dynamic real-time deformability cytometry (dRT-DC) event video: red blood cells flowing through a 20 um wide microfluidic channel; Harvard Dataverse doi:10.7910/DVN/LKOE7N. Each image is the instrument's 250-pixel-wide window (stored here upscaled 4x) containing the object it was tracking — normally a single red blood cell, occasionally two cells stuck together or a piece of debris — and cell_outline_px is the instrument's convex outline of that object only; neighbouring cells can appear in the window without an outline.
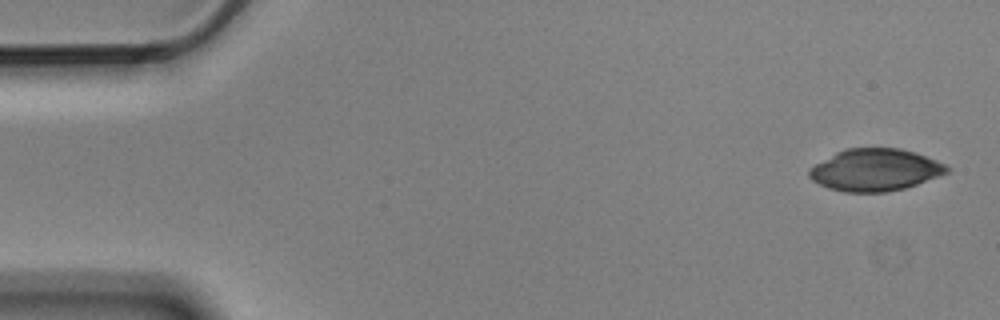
{"species": "Egyptian fruit bat (a non-hibernating species)", "species_latin": "Rousettus aegyptiacus", "temperature_condition": "cold", "stored_images_in_passage": 4, "camera_frame_rate_fps": 3000, "um_per_image_px": 0.085, "animal": {"sex": "male"}, "frame": {"image": 1, "passage_image": 1, "time_ms": 0.0, "image_size_px": [1000, 320], "cell_outline_px": [[952, 168], [948, 172], [916, 184], [904, 188], [884, 192], [844, 192], [828, 188], [812, 180], [808, 176], [808, 172], [816, 164], [836, 152], [844, 148], [900, 148], [916, 152], [936, 160]], "centroid_in_image_um": [74.39, 14.43], "position_along_channel_um": 10.6, "area_um2": 33.58}}